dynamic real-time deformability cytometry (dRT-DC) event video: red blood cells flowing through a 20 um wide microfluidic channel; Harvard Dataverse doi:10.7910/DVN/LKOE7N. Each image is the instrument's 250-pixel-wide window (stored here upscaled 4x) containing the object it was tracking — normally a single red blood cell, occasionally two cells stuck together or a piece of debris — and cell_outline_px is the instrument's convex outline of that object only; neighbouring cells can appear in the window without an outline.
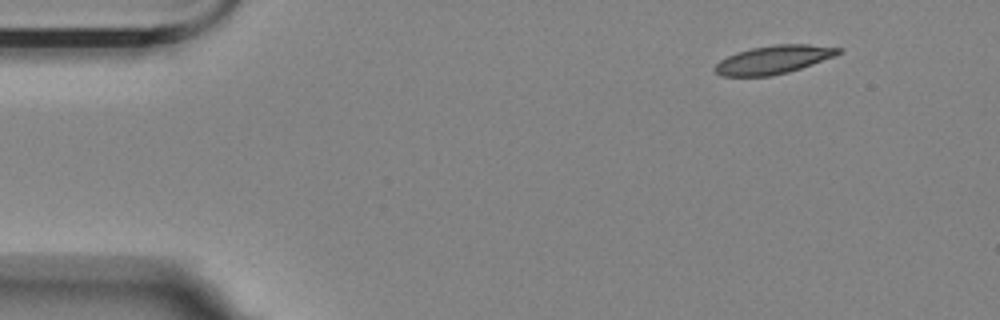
{"species": "Egyptian fruit bat (a non-hibernating species)", "species_latin": "Rousettus aegyptiacus", "temperature_condition": "room temperature", "stored_images_in_passage": 51, "camera_frame_rate_fps": 3000, "um_per_image_px": 0.085, "animal": {"sex": "female"}, "frame": {"image": 1, "passage_image": 1, "time_ms": 0.0, "image_size_px": [1000, 320], "cell_outline_px": [[844, 48], [836, 56], [788, 72], [772, 76], [720, 76], [712, 68], [720, 60], [736, 52], [752, 48], [776, 44], [808, 44]], "centroid_in_image_um": [65.75, 5.07], "position_along_channel_um": 19.3, "area_um2": 20.4}}
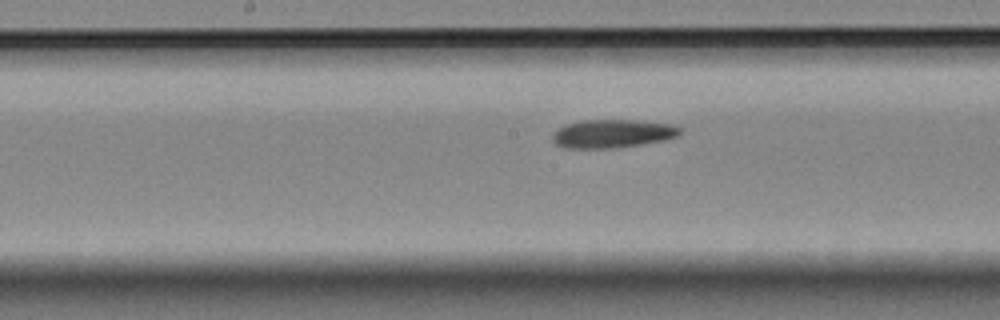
{"frame": {"image": 2, "passage_image": 23, "time_ms": 7.333, "image_size_px": [1000, 320], "cell_outline_px": [[680, 132], [676, 136], [668, 140], [620, 148], [564, 148], [556, 144], [552, 140], [552, 132], [564, 124], [580, 120], [636, 120], [672, 124], [680, 128]], "centroid_in_image_um": [52.03, 11.36], "position_along_channel_um": 196.2, "area_um2": 21.44}}
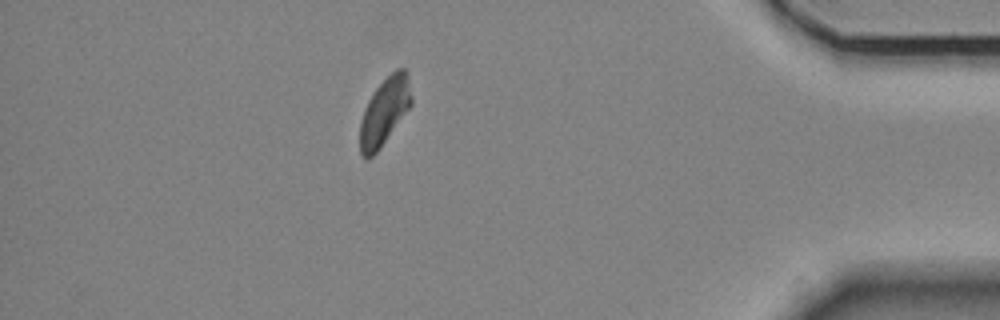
{"frame": {"image": 3, "passage_image": 44, "time_ms": 14.333, "image_size_px": [1000, 320], "cell_outline_px": [[412, 104], [380, 148], [368, 160], [364, 160], [360, 152], [360, 120], [364, 108], [368, 100], [376, 88], [396, 68], [404, 68], [408, 72], [412, 96]], "centroid_in_image_um": [32.68, 9.47], "position_along_channel_um": 402.5, "area_um2": 20.23}, "authors_computed_cell_mechanics": {"area_um2": 21.097, "velocity_mm_per_s": 3.5556, "shape_relaxation_time_tau1_ms": null, "shape_relaxation_time_tau2_ms": 11.2385, "deformation_change_tau1": null, "deformation_change_tau2": 0.1983}}